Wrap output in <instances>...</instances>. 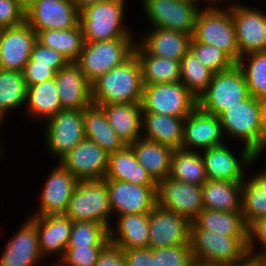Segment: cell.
<instances>
[{
	"label": "cell",
	"instance_id": "cell-28",
	"mask_svg": "<svg viewBox=\"0 0 266 266\" xmlns=\"http://www.w3.org/2000/svg\"><path fill=\"white\" fill-rule=\"evenodd\" d=\"M185 118L142 112V138L158 142L173 150L181 149Z\"/></svg>",
	"mask_w": 266,
	"mask_h": 266
},
{
	"label": "cell",
	"instance_id": "cell-41",
	"mask_svg": "<svg viewBox=\"0 0 266 266\" xmlns=\"http://www.w3.org/2000/svg\"><path fill=\"white\" fill-rule=\"evenodd\" d=\"M236 64L244 73L249 94L266 99V51L242 56Z\"/></svg>",
	"mask_w": 266,
	"mask_h": 266
},
{
	"label": "cell",
	"instance_id": "cell-34",
	"mask_svg": "<svg viewBox=\"0 0 266 266\" xmlns=\"http://www.w3.org/2000/svg\"><path fill=\"white\" fill-rule=\"evenodd\" d=\"M25 104L27 115L44 121L62 110L54 78L27 87Z\"/></svg>",
	"mask_w": 266,
	"mask_h": 266
},
{
	"label": "cell",
	"instance_id": "cell-40",
	"mask_svg": "<svg viewBox=\"0 0 266 266\" xmlns=\"http://www.w3.org/2000/svg\"><path fill=\"white\" fill-rule=\"evenodd\" d=\"M213 72L205 67L189 49L180 62V81L198 99L212 80Z\"/></svg>",
	"mask_w": 266,
	"mask_h": 266
},
{
	"label": "cell",
	"instance_id": "cell-12",
	"mask_svg": "<svg viewBox=\"0 0 266 266\" xmlns=\"http://www.w3.org/2000/svg\"><path fill=\"white\" fill-rule=\"evenodd\" d=\"M200 152L207 178L228 182H243L246 179L245 166L253 165L259 158L244 146L238 159L225 143Z\"/></svg>",
	"mask_w": 266,
	"mask_h": 266
},
{
	"label": "cell",
	"instance_id": "cell-39",
	"mask_svg": "<svg viewBox=\"0 0 266 266\" xmlns=\"http://www.w3.org/2000/svg\"><path fill=\"white\" fill-rule=\"evenodd\" d=\"M27 86L22 72L0 69V115L26 103Z\"/></svg>",
	"mask_w": 266,
	"mask_h": 266
},
{
	"label": "cell",
	"instance_id": "cell-20",
	"mask_svg": "<svg viewBox=\"0 0 266 266\" xmlns=\"http://www.w3.org/2000/svg\"><path fill=\"white\" fill-rule=\"evenodd\" d=\"M36 41V32L26 21L16 26L0 29L2 69L22 72L31 58L32 48Z\"/></svg>",
	"mask_w": 266,
	"mask_h": 266
},
{
	"label": "cell",
	"instance_id": "cell-57",
	"mask_svg": "<svg viewBox=\"0 0 266 266\" xmlns=\"http://www.w3.org/2000/svg\"><path fill=\"white\" fill-rule=\"evenodd\" d=\"M190 266H222L219 264H212V263H204L194 260Z\"/></svg>",
	"mask_w": 266,
	"mask_h": 266
},
{
	"label": "cell",
	"instance_id": "cell-10",
	"mask_svg": "<svg viewBox=\"0 0 266 266\" xmlns=\"http://www.w3.org/2000/svg\"><path fill=\"white\" fill-rule=\"evenodd\" d=\"M143 9L153 27L189 34L195 31L200 2L192 0H142Z\"/></svg>",
	"mask_w": 266,
	"mask_h": 266
},
{
	"label": "cell",
	"instance_id": "cell-53",
	"mask_svg": "<svg viewBox=\"0 0 266 266\" xmlns=\"http://www.w3.org/2000/svg\"><path fill=\"white\" fill-rule=\"evenodd\" d=\"M260 120L263 133V150L266 148V99L261 100Z\"/></svg>",
	"mask_w": 266,
	"mask_h": 266
},
{
	"label": "cell",
	"instance_id": "cell-7",
	"mask_svg": "<svg viewBox=\"0 0 266 266\" xmlns=\"http://www.w3.org/2000/svg\"><path fill=\"white\" fill-rule=\"evenodd\" d=\"M205 7L196 17L193 38L207 45L216 46L224 51L235 63L239 61L235 26L232 21L230 6Z\"/></svg>",
	"mask_w": 266,
	"mask_h": 266
},
{
	"label": "cell",
	"instance_id": "cell-42",
	"mask_svg": "<svg viewBox=\"0 0 266 266\" xmlns=\"http://www.w3.org/2000/svg\"><path fill=\"white\" fill-rule=\"evenodd\" d=\"M109 230L94 221H72L71 234L67 246H106Z\"/></svg>",
	"mask_w": 266,
	"mask_h": 266
},
{
	"label": "cell",
	"instance_id": "cell-19",
	"mask_svg": "<svg viewBox=\"0 0 266 266\" xmlns=\"http://www.w3.org/2000/svg\"><path fill=\"white\" fill-rule=\"evenodd\" d=\"M78 180L104 179L108 168V153L96 143L84 139L60 161Z\"/></svg>",
	"mask_w": 266,
	"mask_h": 266
},
{
	"label": "cell",
	"instance_id": "cell-22",
	"mask_svg": "<svg viewBox=\"0 0 266 266\" xmlns=\"http://www.w3.org/2000/svg\"><path fill=\"white\" fill-rule=\"evenodd\" d=\"M43 186L40 206L31 216L65 214L78 180L59 162Z\"/></svg>",
	"mask_w": 266,
	"mask_h": 266
},
{
	"label": "cell",
	"instance_id": "cell-52",
	"mask_svg": "<svg viewBox=\"0 0 266 266\" xmlns=\"http://www.w3.org/2000/svg\"><path fill=\"white\" fill-rule=\"evenodd\" d=\"M223 266H266V257L248 252L242 259Z\"/></svg>",
	"mask_w": 266,
	"mask_h": 266
},
{
	"label": "cell",
	"instance_id": "cell-51",
	"mask_svg": "<svg viewBox=\"0 0 266 266\" xmlns=\"http://www.w3.org/2000/svg\"><path fill=\"white\" fill-rule=\"evenodd\" d=\"M126 266H156L152 248L124 250Z\"/></svg>",
	"mask_w": 266,
	"mask_h": 266
},
{
	"label": "cell",
	"instance_id": "cell-36",
	"mask_svg": "<svg viewBox=\"0 0 266 266\" xmlns=\"http://www.w3.org/2000/svg\"><path fill=\"white\" fill-rule=\"evenodd\" d=\"M36 40L41 45L52 48L64 55L69 62H76L84 45V35L80 22L71 29L35 31Z\"/></svg>",
	"mask_w": 266,
	"mask_h": 266
},
{
	"label": "cell",
	"instance_id": "cell-6",
	"mask_svg": "<svg viewBox=\"0 0 266 266\" xmlns=\"http://www.w3.org/2000/svg\"><path fill=\"white\" fill-rule=\"evenodd\" d=\"M242 69L235 63L230 69L214 73L207 89L198 97L197 106L219 116L249 96Z\"/></svg>",
	"mask_w": 266,
	"mask_h": 266
},
{
	"label": "cell",
	"instance_id": "cell-48",
	"mask_svg": "<svg viewBox=\"0 0 266 266\" xmlns=\"http://www.w3.org/2000/svg\"><path fill=\"white\" fill-rule=\"evenodd\" d=\"M25 21V10L16 0H0V29L19 25Z\"/></svg>",
	"mask_w": 266,
	"mask_h": 266
},
{
	"label": "cell",
	"instance_id": "cell-17",
	"mask_svg": "<svg viewBox=\"0 0 266 266\" xmlns=\"http://www.w3.org/2000/svg\"><path fill=\"white\" fill-rule=\"evenodd\" d=\"M224 138L219 117L197 106L184 119L181 149L203 151L224 144Z\"/></svg>",
	"mask_w": 266,
	"mask_h": 266
},
{
	"label": "cell",
	"instance_id": "cell-2",
	"mask_svg": "<svg viewBox=\"0 0 266 266\" xmlns=\"http://www.w3.org/2000/svg\"><path fill=\"white\" fill-rule=\"evenodd\" d=\"M125 2V0H108L91 4L80 10L79 22L84 41L133 38V32L123 21Z\"/></svg>",
	"mask_w": 266,
	"mask_h": 266
},
{
	"label": "cell",
	"instance_id": "cell-37",
	"mask_svg": "<svg viewBox=\"0 0 266 266\" xmlns=\"http://www.w3.org/2000/svg\"><path fill=\"white\" fill-rule=\"evenodd\" d=\"M241 213L248 226L266 216V170L247 176L242 183Z\"/></svg>",
	"mask_w": 266,
	"mask_h": 266
},
{
	"label": "cell",
	"instance_id": "cell-5",
	"mask_svg": "<svg viewBox=\"0 0 266 266\" xmlns=\"http://www.w3.org/2000/svg\"><path fill=\"white\" fill-rule=\"evenodd\" d=\"M190 245L194 260L222 266L249 252L247 236H225L205 229H190Z\"/></svg>",
	"mask_w": 266,
	"mask_h": 266
},
{
	"label": "cell",
	"instance_id": "cell-16",
	"mask_svg": "<svg viewBox=\"0 0 266 266\" xmlns=\"http://www.w3.org/2000/svg\"><path fill=\"white\" fill-rule=\"evenodd\" d=\"M113 216L150 213L157 205V186L105 179Z\"/></svg>",
	"mask_w": 266,
	"mask_h": 266
},
{
	"label": "cell",
	"instance_id": "cell-21",
	"mask_svg": "<svg viewBox=\"0 0 266 266\" xmlns=\"http://www.w3.org/2000/svg\"><path fill=\"white\" fill-rule=\"evenodd\" d=\"M3 249L0 266H39L41 255L36 216H30ZM43 259V260H42Z\"/></svg>",
	"mask_w": 266,
	"mask_h": 266
},
{
	"label": "cell",
	"instance_id": "cell-27",
	"mask_svg": "<svg viewBox=\"0 0 266 266\" xmlns=\"http://www.w3.org/2000/svg\"><path fill=\"white\" fill-rule=\"evenodd\" d=\"M109 228V241L123 250L149 248V213L118 215Z\"/></svg>",
	"mask_w": 266,
	"mask_h": 266
},
{
	"label": "cell",
	"instance_id": "cell-23",
	"mask_svg": "<svg viewBox=\"0 0 266 266\" xmlns=\"http://www.w3.org/2000/svg\"><path fill=\"white\" fill-rule=\"evenodd\" d=\"M54 80L62 110H84L91 105V84L76 62L60 68Z\"/></svg>",
	"mask_w": 266,
	"mask_h": 266
},
{
	"label": "cell",
	"instance_id": "cell-58",
	"mask_svg": "<svg viewBox=\"0 0 266 266\" xmlns=\"http://www.w3.org/2000/svg\"><path fill=\"white\" fill-rule=\"evenodd\" d=\"M2 122H4V119L2 118V116L0 115V126L2 125ZM1 128V127H0Z\"/></svg>",
	"mask_w": 266,
	"mask_h": 266
},
{
	"label": "cell",
	"instance_id": "cell-54",
	"mask_svg": "<svg viewBox=\"0 0 266 266\" xmlns=\"http://www.w3.org/2000/svg\"><path fill=\"white\" fill-rule=\"evenodd\" d=\"M72 1L75 4V6L77 7V9L80 11L83 8H85L86 6H89L91 4L99 3V2H103V1H108V0H72Z\"/></svg>",
	"mask_w": 266,
	"mask_h": 266
},
{
	"label": "cell",
	"instance_id": "cell-56",
	"mask_svg": "<svg viewBox=\"0 0 266 266\" xmlns=\"http://www.w3.org/2000/svg\"><path fill=\"white\" fill-rule=\"evenodd\" d=\"M16 1L26 11L36 0H16Z\"/></svg>",
	"mask_w": 266,
	"mask_h": 266
},
{
	"label": "cell",
	"instance_id": "cell-50",
	"mask_svg": "<svg viewBox=\"0 0 266 266\" xmlns=\"http://www.w3.org/2000/svg\"><path fill=\"white\" fill-rule=\"evenodd\" d=\"M95 266H126L124 250L109 242L99 254Z\"/></svg>",
	"mask_w": 266,
	"mask_h": 266
},
{
	"label": "cell",
	"instance_id": "cell-33",
	"mask_svg": "<svg viewBox=\"0 0 266 266\" xmlns=\"http://www.w3.org/2000/svg\"><path fill=\"white\" fill-rule=\"evenodd\" d=\"M134 54L141 65L143 85L180 81V61L152 56L137 42Z\"/></svg>",
	"mask_w": 266,
	"mask_h": 266
},
{
	"label": "cell",
	"instance_id": "cell-44",
	"mask_svg": "<svg viewBox=\"0 0 266 266\" xmlns=\"http://www.w3.org/2000/svg\"><path fill=\"white\" fill-rule=\"evenodd\" d=\"M156 266H190L194 261L190 244L152 248Z\"/></svg>",
	"mask_w": 266,
	"mask_h": 266
},
{
	"label": "cell",
	"instance_id": "cell-49",
	"mask_svg": "<svg viewBox=\"0 0 266 266\" xmlns=\"http://www.w3.org/2000/svg\"><path fill=\"white\" fill-rule=\"evenodd\" d=\"M55 71L50 66L36 65L31 59L22 70L27 87L50 80L55 77Z\"/></svg>",
	"mask_w": 266,
	"mask_h": 266
},
{
	"label": "cell",
	"instance_id": "cell-3",
	"mask_svg": "<svg viewBox=\"0 0 266 266\" xmlns=\"http://www.w3.org/2000/svg\"><path fill=\"white\" fill-rule=\"evenodd\" d=\"M260 106L261 99L249 95L245 100L229 107L218 116L223 135L227 134L230 139H241L244 146L258 157L263 153Z\"/></svg>",
	"mask_w": 266,
	"mask_h": 266
},
{
	"label": "cell",
	"instance_id": "cell-30",
	"mask_svg": "<svg viewBox=\"0 0 266 266\" xmlns=\"http://www.w3.org/2000/svg\"><path fill=\"white\" fill-rule=\"evenodd\" d=\"M129 146L137 162L144 167L156 183L170 175L173 149L142 137Z\"/></svg>",
	"mask_w": 266,
	"mask_h": 266
},
{
	"label": "cell",
	"instance_id": "cell-25",
	"mask_svg": "<svg viewBox=\"0 0 266 266\" xmlns=\"http://www.w3.org/2000/svg\"><path fill=\"white\" fill-rule=\"evenodd\" d=\"M144 38L137 42L147 53L152 56L169 58L181 62L189 50L191 36L175 30L162 27H152Z\"/></svg>",
	"mask_w": 266,
	"mask_h": 266
},
{
	"label": "cell",
	"instance_id": "cell-13",
	"mask_svg": "<svg viewBox=\"0 0 266 266\" xmlns=\"http://www.w3.org/2000/svg\"><path fill=\"white\" fill-rule=\"evenodd\" d=\"M232 2L230 12L235 26L239 59L250 53L266 51V12Z\"/></svg>",
	"mask_w": 266,
	"mask_h": 266
},
{
	"label": "cell",
	"instance_id": "cell-14",
	"mask_svg": "<svg viewBox=\"0 0 266 266\" xmlns=\"http://www.w3.org/2000/svg\"><path fill=\"white\" fill-rule=\"evenodd\" d=\"M157 205L193 222L203 210L202 186L166 177L157 183Z\"/></svg>",
	"mask_w": 266,
	"mask_h": 266
},
{
	"label": "cell",
	"instance_id": "cell-11",
	"mask_svg": "<svg viewBox=\"0 0 266 266\" xmlns=\"http://www.w3.org/2000/svg\"><path fill=\"white\" fill-rule=\"evenodd\" d=\"M45 122V145L59 162L85 139L84 110H60Z\"/></svg>",
	"mask_w": 266,
	"mask_h": 266
},
{
	"label": "cell",
	"instance_id": "cell-43",
	"mask_svg": "<svg viewBox=\"0 0 266 266\" xmlns=\"http://www.w3.org/2000/svg\"><path fill=\"white\" fill-rule=\"evenodd\" d=\"M189 49L213 73L230 69L235 62L221 49L196 41L191 37Z\"/></svg>",
	"mask_w": 266,
	"mask_h": 266
},
{
	"label": "cell",
	"instance_id": "cell-59",
	"mask_svg": "<svg viewBox=\"0 0 266 266\" xmlns=\"http://www.w3.org/2000/svg\"><path fill=\"white\" fill-rule=\"evenodd\" d=\"M0 69H2V64H1V55H0Z\"/></svg>",
	"mask_w": 266,
	"mask_h": 266
},
{
	"label": "cell",
	"instance_id": "cell-29",
	"mask_svg": "<svg viewBox=\"0 0 266 266\" xmlns=\"http://www.w3.org/2000/svg\"><path fill=\"white\" fill-rule=\"evenodd\" d=\"M104 179L125 181L143 186H157V183L144 167L137 162L129 145L108 154V168Z\"/></svg>",
	"mask_w": 266,
	"mask_h": 266
},
{
	"label": "cell",
	"instance_id": "cell-35",
	"mask_svg": "<svg viewBox=\"0 0 266 266\" xmlns=\"http://www.w3.org/2000/svg\"><path fill=\"white\" fill-rule=\"evenodd\" d=\"M248 226L241 212H223L203 208L190 229H205L225 236H247Z\"/></svg>",
	"mask_w": 266,
	"mask_h": 266
},
{
	"label": "cell",
	"instance_id": "cell-8",
	"mask_svg": "<svg viewBox=\"0 0 266 266\" xmlns=\"http://www.w3.org/2000/svg\"><path fill=\"white\" fill-rule=\"evenodd\" d=\"M72 221H94L108 230L111 208L108 186L105 179L79 181L76 185L65 213Z\"/></svg>",
	"mask_w": 266,
	"mask_h": 266
},
{
	"label": "cell",
	"instance_id": "cell-24",
	"mask_svg": "<svg viewBox=\"0 0 266 266\" xmlns=\"http://www.w3.org/2000/svg\"><path fill=\"white\" fill-rule=\"evenodd\" d=\"M38 241L41 255L59 254L63 257L71 234L72 220L65 214L36 216Z\"/></svg>",
	"mask_w": 266,
	"mask_h": 266
},
{
	"label": "cell",
	"instance_id": "cell-32",
	"mask_svg": "<svg viewBox=\"0 0 266 266\" xmlns=\"http://www.w3.org/2000/svg\"><path fill=\"white\" fill-rule=\"evenodd\" d=\"M85 138L96 143L108 154L122 149L125 145L111 128L104 109L91 104L84 109Z\"/></svg>",
	"mask_w": 266,
	"mask_h": 266
},
{
	"label": "cell",
	"instance_id": "cell-31",
	"mask_svg": "<svg viewBox=\"0 0 266 266\" xmlns=\"http://www.w3.org/2000/svg\"><path fill=\"white\" fill-rule=\"evenodd\" d=\"M242 183L208 179L202 185L203 208L223 212H241Z\"/></svg>",
	"mask_w": 266,
	"mask_h": 266
},
{
	"label": "cell",
	"instance_id": "cell-18",
	"mask_svg": "<svg viewBox=\"0 0 266 266\" xmlns=\"http://www.w3.org/2000/svg\"><path fill=\"white\" fill-rule=\"evenodd\" d=\"M190 222L156 205L149 213V248L190 244Z\"/></svg>",
	"mask_w": 266,
	"mask_h": 266
},
{
	"label": "cell",
	"instance_id": "cell-9",
	"mask_svg": "<svg viewBox=\"0 0 266 266\" xmlns=\"http://www.w3.org/2000/svg\"><path fill=\"white\" fill-rule=\"evenodd\" d=\"M142 112L186 118L196 107L195 98L181 81L144 85Z\"/></svg>",
	"mask_w": 266,
	"mask_h": 266
},
{
	"label": "cell",
	"instance_id": "cell-26",
	"mask_svg": "<svg viewBox=\"0 0 266 266\" xmlns=\"http://www.w3.org/2000/svg\"><path fill=\"white\" fill-rule=\"evenodd\" d=\"M101 106L111 128L124 145H131L142 135L141 103L96 104Z\"/></svg>",
	"mask_w": 266,
	"mask_h": 266
},
{
	"label": "cell",
	"instance_id": "cell-38",
	"mask_svg": "<svg viewBox=\"0 0 266 266\" xmlns=\"http://www.w3.org/2000/svg\"><path fill=\"white\" fill-rule=\"evenodd\" d=\"M169 177L177 181L202 186L208 178L201 153L183 149L174 150Z\"/></svg>",
	"mask_w": 266,
	"mask_h": 266
},
{
	"label": "cell",
	"instance_id": "cell-1",
	"mask_svg": "<svg viewBox=\"0 0 266 266\" xmlns=\"http://www.w3.org/2000/svg\"><path fill=\"white\" fill-rule=\"evenodd\" d=\"M142 70L133 54L120 66L114 67L91 84L93 104L141 103L143 96Z\"/></svg>",
	"mask_w": 266,
	"mask_h": 266
},
{
	"label": "cell",
	"instance_id": "cell-15",
	"mask_svg": "<svg viewBox=\"0 0 266 266\" xmlns=\"http://www.w3.org/2000/svg\"><path fill=\"white\" fill-rule=\"evenodd\" d=\"M79 16L80 11L72 0H36L25 11V21L35 31L74 28Z\"/></svg>",
	"mask_w": 266,
	"mask_h": 266
},
{
	"label": "cell",
	"instance_id": "cell-45",
	"mask_svg": "<svg viewBox=\"0 0 266 266\" xmlns=\"http://www.w3.org/2000/svg\"><path fill=\"white\" fill-rule=\"evenodd\" d=\"M105 246H67L63 257L54 266H95Z\"/></svg>",
	"mask_w": 266,
	"mask_h": 266
},
{
	"label": "cell",
	"instance_id": "cell-47",
	"mask_svg": "<svg viewBox=\"0 0 266 266\" xmlns=\"http://www.w3.org/2000/svg\"><path fill=\"white\" fill-rule=\"evenodd\" d=\"M247 239L250 253L260 254L266 257V216L259 217L248 225ZM256 243L260 247L262 246L260 251L258 248L255 249Z\"/></svg>",
	"mask_w": 266,
	"mask_h": 266
},
{
	"label": "cell",
	"instance_id": "cell-46",
	"mask_svg": "<svg viewBox=\"0 0 266 266\" xmlns=\"http://www.w3.org/2000/svg\"><path fill=\"white\" fill-rule=\"evenodd\" d=\"M36 65L50 66L55 72L65 67L69 61L58 51L35 42L32 48L31 58Z\"/></svg>",
	"mask_w": 266,
	"mask_h": 266
},
{
	"label": "cell",
	"instance_id": "cell-4",
	"mask_svg": "<svg viewBox=\"0 0 266 266\" xmlns=\"http://www.w3.org/2000/svg\"><path fill=\"white\" fill-rule=\"evenodd\" d=\"M136 41L117 38L102 41H85L76 63L92 84L114 67L120 66L134 54Z\"/></svg>",
	"mask_w": 266,
	"mask_h": 266
},
{
	"label": "cell",
	"instance_id": "cell-55",
	"mask_svg": "<svg viewBox=\"0 0 266 266\" xmlns=\"http://www.w3.org/2000/svg\"><path fill=\"white\" fill-rule=\"evenodd\" d=\"M201 1H203V0H201ZM228 0H205V1H203L204 3L205 2H208V4L209 5H206L205 7H221V6H219V5H217V4H220L221 2H223V3H227V4H230V3H228L227 2ZM229 1H231V0H229ZM233 1V0H232ZM219 2V3H218ZM211 4V5H210Z\"/></svg>",
	"mask_w": 266,
	"mask_h": 266
}]
</instances>
